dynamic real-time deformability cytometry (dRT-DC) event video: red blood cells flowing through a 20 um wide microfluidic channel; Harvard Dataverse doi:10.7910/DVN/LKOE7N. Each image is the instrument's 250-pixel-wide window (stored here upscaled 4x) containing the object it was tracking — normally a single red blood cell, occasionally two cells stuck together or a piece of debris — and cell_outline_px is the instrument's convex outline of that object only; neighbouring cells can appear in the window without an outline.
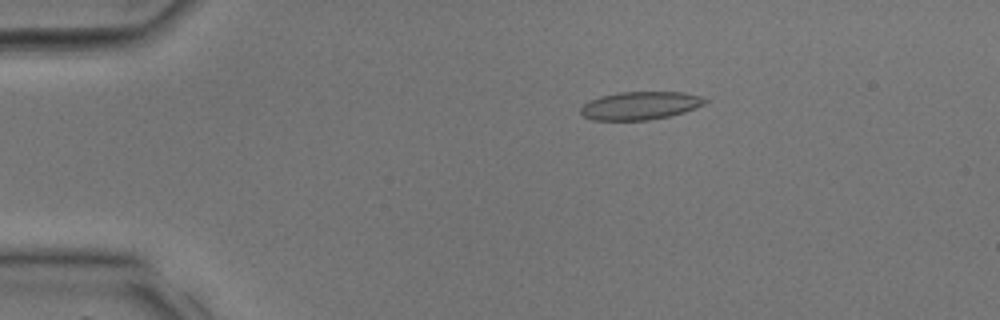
{"species": "common noctule bat (a hibernating species)", "species_latin": "Nyctalus noctula", "temperature_condition": "room temperature", "stored_images_in_passage": 35, "camera_frame_rate_fps": 3000, "um_per_image_px": 0.085, "animal": {"sex": "male", "body_mass_g": 17.9, "forearm_length_mm": 54.2}, "frame": {"image": 1, "passage_image": 7, "time_ms": 2.0, "image_size_px": [1000, 320], "cell_outline_px": [[708, 100], [704, 104], [696, 108], [684, 112], [668, 116], [648, 120], [592, 120], [584, 116], [580, 112], [580, 108], [588, 100], [600, 96], [620, 92], [684, 92], [700, 96]], "centroid_in_image_um": [54.4, 8.97], "position_along_channel_um": 30.6, "area_um2": 20.35}}
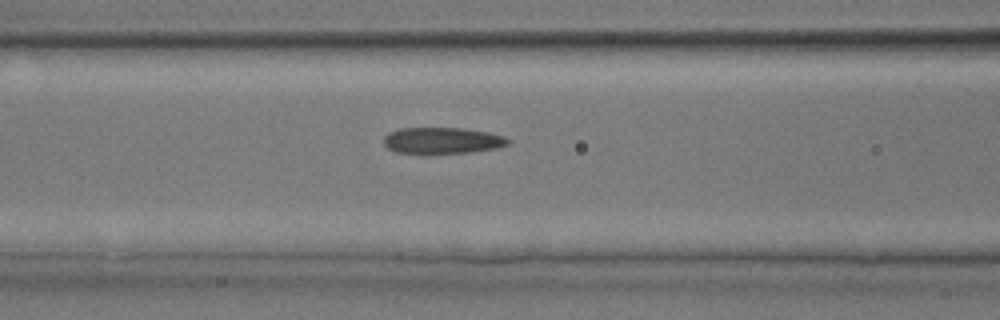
{"frame": {"image": 2, "passage_image": 15, "time_ms": 4.667, "image_size_px": [1000, 320], "cell_outline_px": [[512, 140], [508, 144], [500, 148], [468, 152], [424, 156], [396, 152], [388, 148], [384, 144], [384, 136], [388, 132], [400, 128], [460, 128], [488, 132], [504, 136]], "centroid_in_image_um": [37.57, 11.98], "position_along_channel_um": 129.0, "area_um2": 19.83}}
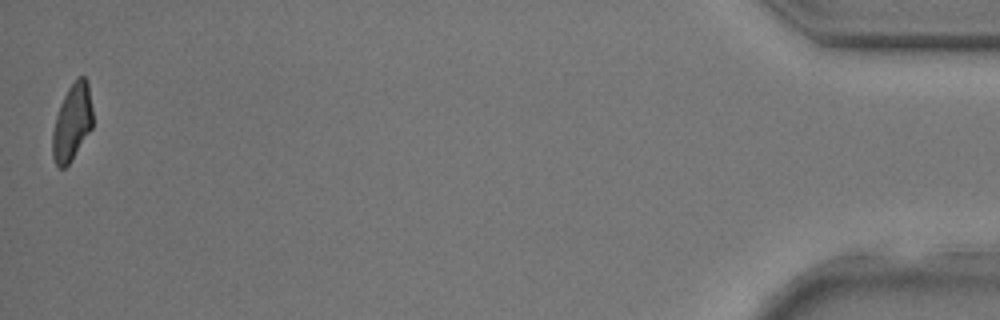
{"frame": {"image": 3, "passage_image": 35, "time_ms": 11.333, "image_size_px": [1000, 320], "cell_outline_px": [[92, 128], [72, 160], [64, 168], [60, 168], [56, 164], [52, 156], [52, 132], [56, 116], [60, 104], [68, 88], [76, 76], [84, 76], [88, 80], [92, 108]], "centroid_in_image_um": [6.13, 10.37], "position_along_channel_um": 429.1, "area_um2": 18.15}}